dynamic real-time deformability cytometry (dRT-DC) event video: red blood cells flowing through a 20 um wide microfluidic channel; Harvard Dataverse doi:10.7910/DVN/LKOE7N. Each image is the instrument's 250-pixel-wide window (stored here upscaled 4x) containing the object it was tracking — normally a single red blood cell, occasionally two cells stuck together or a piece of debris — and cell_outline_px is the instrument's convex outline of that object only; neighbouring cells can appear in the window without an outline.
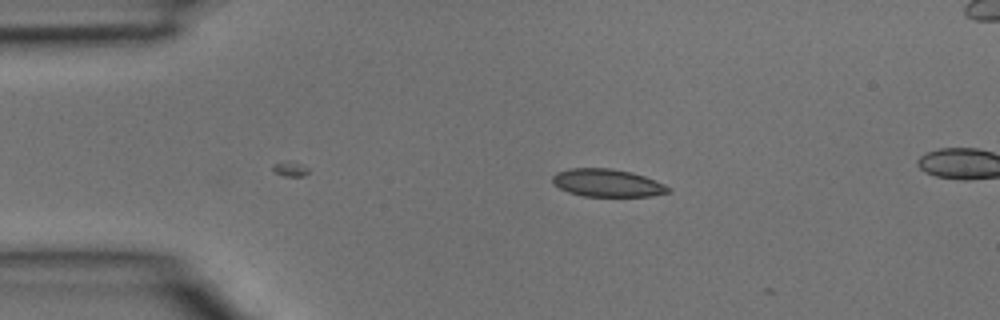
{"species": "common noctule bat (a hibernating species)", "species_latin": "Nyctalus noctula", "temperature_condition": "room temperature", "stored_images_in_passage": 4, "camera_frame_rate_fps": 3000, "um_per_image_px": 0.085, "animal": {"sex": "male", "body_mass_g": 15.6}, "frame": {"image": 1, "passage_image": 1, "time_ms": 0.0, "image_size_px": [1000, 320], "cell_outline_px": [[672, 192], [652, 196], [584, 196], [568, 192], [552, 184], [552, 176], [556, 172], [568, 168], [612, 168], [632, 172], [644, 176], [664, 184], [672, 188]], "centroid_in_image_um": [51.62, 15.54], "position_along_channel_um": 33.4, "area_um2": 18.9}}